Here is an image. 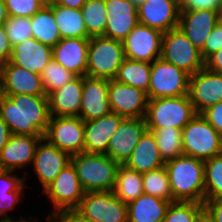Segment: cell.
Listing matches in <instances>:
<instances>
[{
    "instance_id": "obj_1",
    "label": "cell",
    "mask_w": 222,
    "mask_h": 222,
    "mask_svg": "<svg viewBox=\"0 0 222 222\" xmlns=\"http://www.w3.org/2000/svg\"><path fill=\"white\" fill-rule=\"evenodd\" d=\"M0 117L11 134L43 136L51 117L48 96L0 94Z\"/></svg>"
},
{
    "instance_id": "obj_2",
    "label": "cell",
    "mask_w": 222,
    "mask_h": 222,
    "mask_svg": "<svg viewBox=\"0 0 222 222\" xmlns=\"http://www.w3.org/2000/svg\"><path fill=\"white\" fill-rule=\"evenodd\" d=\"M164 166L174 201L204 204V161L182 154L166 161Z\"/></svg>"
},
{
    "instance_id": "obj_3",
    "label": "cell",
    "mask_w": 222,
    "mask_h": 222,
    "mask_svg": "<svg viewBox=\"0 0 222 222\" xmlns=\"http://www.w3.org/2000/svg\"><path fill=\"white\" fill-rule=\"evenodd\" d=\"M71 162L85 192L113 190L118 162L106 154L87 152L72 155Z\"/></svg>"
},
{
    "instance_id": "obj_4",
    "label": "cell",
    "mask_w": 222,
    "mask_h": 222,
    "mask_svg": "<svg viewBox=\"0 0 222 222\" xmlns=\"http://www.w3.org/2000/svg\"><path fill=\"white\" fill-rule=\"evenodd\" d=\"M196 115L189 95H182L148 100L145 120L147 128L182 130Z\"/></svg>"
},
{
    "instance_id": "obj_5",
    "label": "cell",
    "mask_w": 222,
    "mask_h": 222,
    "mask_svg": "<svg viewBox=\"0 0 222 222\" xmlns=\"http://www.w3.org/2000/svg\"><path fill=\"white\" fill-rule=\"evenodd\" d=\"M42 193L48 198L47 201L50 200L54 209L44 221L55 222L61 213L75 210L86 192L79 181L74 165L70 162Z\"/></svg>"
},
{
    "instance_id": "obj_6",
    "label": "cell",
    "mask_w": 222,
    "mask_h": 222,
    "mask_svg": "<svg viewBox=\"0 0 222 222\" xmlns=\"http://www.w3.org/2000/svg\"><path fill=\"white\" fill-rule=\"evenodd\" d=\"M125 59L121 41L105 36L91 37L88 47L86 76L114 79Z\"/></svg>"
},
{
    "instance_id": "obj_7",
    "label": "cell",
    "mask_w": 222,
    "mask_h": 222,
    "mask_svg": "<svg viewBox=\"0 0 222 222\" xmlns=\"http://www.w3.org/2000/svg\"><path fill=\"white\" fill-rule=\"evenodd\" d=\"M183 154L202 161L222 154V136L197 114L182 129Z\"/></svg>"
},
{
    "instance_id": "obj_8",
    "label": "cell",
    "mask_w": 222,
    "mask_h": 222,
    "mask_svg": "<svg viewBox=\"0 0 222 222\" xmlns=\"http://www.w3.org/2000/svg\"><path fill=\"white\" fill-rule=\"evenodd\" d=\"M190 75L161 57L151 66L148 100L189 94Z\"/></svg>"
},
{
    "instance_id": "obj_9",
    "label": "cell",
    "mask_w": 222,
    "mask_h": 222,
    "mask_svg": "<svg viewBox=\"0 0 222 222\" xmlns=\"http://www.w3.org/2000/svg\"><path fill=\"white\" fill-rule=\"evenodd\" d=\"M160 57L190 76L205 67L200 50L178 27L163 33Z\"/></svg>"
},
{
    "instance_id": "obj_10",
    "label": "cell",
    "mask_w": 222,
    "mask_h": 222,
    "mask_svg": "<svg viewBox=\"0 0 222 222\" xmlns=\"http://www.w3.org/2000/svg\"><path fill=\"white\" fill-rule=\"evenodd\" d=\"M75 210L95 222H128V204L112 191L86 192Z\"/></svg>"
},
{
    "instance_id": "obj_11",
    "label": "cell",
    "mask_w": 222,
    "mask_h": 222,
    "mask_svg": "<svg viewBox=\"0 0 222 222\" xmlns=\"http://www.w3.org/2000/svg\"><path fill=\"white\" fill-rule=\"evenodd\" d=\"M43 138L70 156L84 152V121L80 117L51 116Z\"/></svg>"
},
{
    "instance_id": "obj_12",
    "label": "cell",
    "mask_w": 222,
    "mask_h": 222,
    "mask_svg": "<svg viewBox=\"0 0 222 222\" xmlns=\"http://www.w3.org/2000/svg\"><path fill=\"white\" fill-rule=\"evenodd\" d=\"M163 32L138 23L122 41L126 59L152 63L161 55Z\"/></svg>"
},
{
    "instance_id": "obj_13",
    "label": "cell",
    "mask_w": 222,
    "mask_h": 222,
    "mask_svg": "<svg viewBox=\"0 0 222 222\" xmlns=\"http://www.w3.org/2000/svg\"><path fill=\"white\" fill-rule=\"evenodd\" d=\"M108 99L112 112L124 118H145L148 97L143 90L110 79Z\"/></svg>"
},
{
    "instance_id": "obj_14",
    "label": "cell",
    "mask_w": 222,
    "mask_h": 222,
    "mask_svg": "<svg viewBox=\"0 0 222 222\" xmlns=\"http://www.w3.org/2000/svg\"><path fill=\"white\" fill-rule=\"evenodd\" d=\"M189 97L197 114L222 101V73L203 67L189 78Z\"/></svg>"
},
{
    "instance_id": "obj_15",
    "label": "cell",
    "mask_w": 222,
    "mask_h": 222,
    "mask_svg": "<svg viewBox=\"0 0 222 222\" xmlns=\"http://www.w3.org/2000/svg\"><path fill=\"white\" fill-rule=\"evenodd\" d=\"M71 162V156L42 138L36 148L32 170L42 185V192L57 175Z\"/></svg>"
},
{
    "instance_id": "obj_16",
    "label": "cell",
    "mask_w": 222,
    "mask_h": 222,
    "mask_svg": "<svg viewBox=\"0 0 222 222\" xmlns=\"http://www.w3.org/2000/svg\"><path fill=\"white\" fill-rule=\"evenodd\" d=\"M0 94L46 95L40 74L9 61L0 64Z\"/></svg>"
},
{
    "instance_id": "obj_17",
    "label": "cell",
    "mask_w": 222,
    "mask_h": 222,
    "mask_svg": "<svg viewBox=\"0 0 222 222\" xmlns=\"http://www.w3.org/2000/svg\"><path fill=\"white\" fill-rule=\"evenodd\" d=\"M146 130L145 118H124L109 139L106 155L119 164H124Z\"/></svg>"
},
{
    "instance_id": "obj_18",
    "label": "cell",
    "mask_w": 222,
    "mask_h": 222,
    "mask_svg": "<svg viewBox=\"0 0 222 222\" xmlns=\"http://www.w3.org/2000/svg\"><path fill=\"white\" fill-rule=\"evenodd\" d=\"M109 79L83 76L79 117L82 121L101 118L112 112L108 99Z\"/></svg>"
},
{
    "instance_id": "obj_19",
    "label": "cell",
    "mask_w": 222,
    "mask_h": 222,
    "mask_svg": "<svg viewBox=\"0 0 222 222\" xmlns=\"http://www.w3.org/2000/svg\"><path fill=\"white\" fill-rule=\"evenodd\" d=\"M219 22V11L216 10H180L178 28L201 50Z\"/></svg>"
},
{
    "instance_id": "obj_20",
    "label": "cell",
    "mask_w": 222,
    "mask_h": 222,
    "mask_svg": "<svg viewBox=\"0 0 222 222\" xmlns=\"http://www.w3.org/2000/svg\"><path fill=\"white\" fill-rule=\"evenodd\" d=\"M107 24L104 36L123 41L139 23L137 5L130 0H105Z\"/></svg>"
},
{
    "instance_id": "obj_21",
    "label": "cell",
    "mask_w": 222,
    "mask_h": 222,
    "mask_svg": "<svg viewBox=\"0 0 222 222\" xmlns=\"http://www.w3.org/2000/svg\"><path fill=\"white\" fill-rule=\"evenodd\" d=\"M137 9L140 24L163 33L178 27L180 6L174 0H146Z\"/></svg>"
},
{
    "instance_id": "obj_22",
    "label": "cell",
    "mask_w": 222,
    "mask_h": 222,
    "mask_svg": "<svg viewBox=\"0 0 222 222\" xmlns=\"http://www.w3.org/2000/svg\"><path fill=\"white\" fill-rule=\"evenodd\" d=\"M43 136L11 134L0 153V167L3 171H16L32 165L36 148Z\"/></svg>"
},
{
    "instance_id": "obj_23",
    "label": "cell",
    "mask_w": 222,
    "mask_h": 222,
    "mask_svg": "<svg viewBox=\"0 0 222 222\" xmlns=\"http://www.w3.org/2000/svg\"><path fill=\"white\" fill-rule=\"evenodd\" d=\"M124 119L114 112L84 122V152L107 154L109 139Z\"/></svg>"
},
{
    "instance_id": "obj_24",
    "label": "cell",
    "mask_w": 222,
    "mask_h": 222,
    "mask_svg": "<svg viewBox=\"0 0 222 222\" xmlns=\"http://www.w3.org/2000/svg\"><path fill=\"white\" fill-rule=\"evenodd\" d=\"M90 38L61 39L53 48V59L76 76H86Z\"/></svg>"
},
{
    "instance_id": "obj_25",
    "label": "cell",
    "mask_w": 222,
    "mask_h": 222,
    "mask_svg": "<svg viewBox=\"0 0 222 222\" xmlns=\"http://www.w3.org/2000/svg\"><path fill=\"white\" fill-rule=\"evenodd\" d=\"M53 59L52 47L40 43L33 37L12 48L9 62L34 74H41Z\"/></svg>"
},
{
    "instance_id": "obj_26",
    "label": "cell",
    "mask_w": 222,
    "mask_h": 222,
    "mask_svg": "<svg viewBox=\"0 0 222 222\" xmlns=\"http://www.w3.org/2000/svg\"><path fill=\"white\" fill-rule=\"evenodd\" d=\"M83 91V76H77L64 87L49 93L51 116L79 117Z\"/></svg>"
},
{
    "instance_id": "obj_27",
    "label": "cell",
    "mask_w": 222,
    "mask_h": 222,
    "mask_svg": "<svg viewBox=\"0 0 222 222\" xmlns=\"http://www.w3.org/2000/svg\"><path fill=\"white\" fill-rule=\"evenodd\" d=\"M164 164L165 162L159 154L153 133L150 130H146L136 148L123 165L139 173H145L158 169L164 166Z\"/></svg>"
},
{
    "instance_id": "obj_28",
    "label": "cell",
    "mask_w": 222,
    "mask_h": 222,
    "mask_svg": "<svg viewBox=\"0 0 222 222\" xmlns=\"http://www.w3.org/2000/svg\"><path fill=\"white\" fill-rule=\"evenodd\" d=\"M28 172L25 171L23 176L16 175L14 171L0 172V220H10L13 217L8 216V211L15 210L25 192L24 188L28 186ZM26 184V185H25Z\"/></svg>"
},
{
    "instance_id": "obj_29",
    "label": "cell",
    "mask_w": 222,
    "mask_h": 222,
    "mask_svg": "<svg viewBox=\"0 0 222 222\" xmlns=\"http://www.w3.org/2000/svg\"><path fill=\"white\" fill-rule=\"evenodd\" d=\"M169 201L143 193L128 204V222H162Z\"/></svg>"
},
{
    "instance_id": "obj_30",
    "label": "cell",
    "mask_w": 222,
    "mask_h": 222,
    "mask_svg": "<svg viewBox=\"0 0 222 222\" xmlns=\"http://www.w3.org/2000/svg\"><path fill=\"white\" fill-rule=\"evenodd\" d=\"M61 39L90 38L84 24L81 9L54 5L52 6Z\"/></svg>"
},
{
    "instance_id": "obj_31",
    "label": "cell",
    "mask_w": 222,
    "mask_h": 222,
    "mask_svg": "<svg viewBox=\"0 0 222 222\" xmlns=\"http://www.w3.org/2000/svg\"><path fill=\"white\" fill-rule=\"evenodd\" d=\"M30 21L33 38L40 43L53 48L61 40L52 6H43L30 18Z\"/></svg>"
},
{
    "instance_id": "obj_32",
    "label": "cell",
    "mask_w": 222,
    "mask_h": 222,
    "mask_svg": "<svg viewBox=\"0 0 222 222\" xmlns=\"http://www.w3.org/2000/svg\"><path fill=\"white\" fill-rule=\"evenodd\" d=\"M112 192L118 199L126 204L136 200L143 194L142 173L120 164Z\"/></svg>"
},
{
    "instance_id": "obj_33",
    "label": "cell",
    "mask_w": 222,
    "mask_h": 222,
    "mask_svg": "<svg viewBox=\"0 0 222 222\" xmlns=\"http://www.w3.org/2000/svg\"><path fill=\"white\" fill-rule=\"evenodd\" d=\"M152 63L125 59L119 67L115 80L148 92Z\"/></svg>"
},
{
    "instance_id": "obj_34",
    "label": "cell",
    "mask_w": 222,
    "mask_h": 222,
    "mask_svg": "<svg viewBox=\"0 0 222 222\" xmlns=\"http://www.w3.org/2000/svg\"><path fill=\"white\" fill-rule=\"evenodd\" d=\"M156 140L159 154L164 162L183 154L182 130L178 128H147Z\"/></svg>"
},
{
    "instance_id": "obj_35",
    "label": "cell",
    "mask_w": 222,
    "mask_h": 222,
    "mask_svg": "<svg viewBox=\"0 0 222 222\" xmlns=\"http://www.w3.org/2000/svg\"><path fill=\"white\" fill-rule=\"evenodd\" d=\"M81 11L88 36H104L108 18L105 0H87Z\"/></svg>"
},
{
    "instance_id": "obj_36",
    "label": "cell",
    "mask_w": 222,
    "mask_h": 222,
    "mask_svg": "<svg viewBox=\"0 0 222 222\" xmlns=\"http://www.w3.org/2000/svg\"><path fill=\"white\" fill-rule=\"evenodd\" d=\"M143 193L159 199L175 202L172 198L170 182L165 166L142 173Z\"/></svg>"
},
{
    "instance_id": "obj_37",
    "label": "cell",
    "mask_w": 222,
    "mask_h": 222,
    "mask_svg": "<svg viewBox=\"0 0 222 222\" xmlns=\"http://www.w3.org/2000/svg\"><path fill=\"white\" fill-rule=\"evenodd\" d=\"M205 199L222 198V154L204 161Z\"/></svg>"
},
{
    "instance_id": "obj_38",
    "label": "cell",
    "mask_w": 222,
    "mask_h": 222,
    "mask_svg": "<svg viewBox=\"0 0 222 222\" xmlns=\"http://www.w3.org/2000/svg\"><path fill=\"white\" fill-rule=\"evenodd\" d=\"M45 94L64 87L77 76L52 59L40 74Z\"/></svg>"
},
{
    "instance_id": "obj_39",
    "label": "cell",
    "mask_w": 222,
    "mask_h": 222,
    "mask_svg": "<svg viewBox=\"0 0 222 222\" xmlns=\"http://www.w3.org/2000/svg\"><path fill=\"white\" fill-rule=\"evenodd\" d=\"M204 209V204L197 202H171L162 222H194L195 217Z\"/></svg>"
},
{
    "instance_id": "obj_40",
    "label": "cell",
    "mask_w": 222,
    "mask_h": 222,
    "mask_svg": "<svg viewBox=\"0 0 222 222\" xmlns=\"http://www.w3.org/2000/svg\"><path fill=\"white\" fill-rule=\"evenodd\" d=\"M3 26L12 47L33 37L30 18L9 16Z\"/></svg>"
},
{
    "instance_id": "obj_41",
    "label": "cell",
    "mask_w": 222,
    "mask_h": 222,
    "mask_svg": "<svg viewBox=\"0 0 222 222\" xmlns=\"http://www.w3.org/2000/svg\"><path fill=\"white\" fill-rule=\"evenodd\" d=\"M9 16L31 18L43 6L38 0H4Z\"/></svg>"
},
{
    "instance_id": "obj_42",
    "label": "cell",
    "mask_w": 222,
    "mask_h": 222,
    "mask_svg": "<svg viewBox=\"0 0 222 222\" xmlns=\"http://www.w3.org/2000/svg\"><path fill=\"white\" fill-rule=\"evenodd\" d=\"M222 49V23L219 22L209 37L206 39L204 47L200 50L204 60H206L214 52Z\"/></svg>"
},
{
    "instance_id": "obj_43",
    "label": "cell",
    "mask_w": 222,
    "mask_h": 222,
    "mask_svg": "<svg viewBox=\"0 0 222 222\" xmlns=\"http://www.w3.org/2000/svg\"><path fill=\"white\" fill-rule=\"evenodd\" d=\"M201 115L222 136V101L208 107Z\"/></svg>"
},
{
    "instance_id": "obj_44",
    "label": "cell",
    "mask_w": 222,
    "mask_h": 222,
    "mask_svg": "<svg viewBox=\"0 0 222 222\" xmlns=\"http://www.w3.org/2000/svg\"><path fill=\"white\" fill-rule=\"evenodd\" d=\"M220 0H185L180 5V10H216L220 12Z\"/></svg>"
},
{
    "instance_id": "obj_45",
    "label": "cell",
    "mask_w": 222,
    "mask_h": 222,
    "mask_svg": "<svg viewBox=\"0 0 222 222\" xmlns=\"http://www.w3.org/2000/svg\"><path fill=\"white\" fill-rule=\"evenodd\" d=\"M204 208L211 215L213 222H222V198L205 199Z\"/></svg>"
},
{
    "instance_id": "obj_46",
    "label": "cell",
    "mask_w": 222,
    "mask_h": 222,
    "mask_svg": "<svg viewBox=\"0 0 222 222\" xmlns=\"http://www.w3.org/2000/svg\"><path fill=\"white\" fill-rule=\"evenodd\" d=\"M12 48L4 26L0 25V64L9 61Z\"/></svg>"
},
{
    "instance_id": "obj_47",
    "label": "cell",
    "mask_w": 222,
    "mask_h": 222,
    "mask_svg": "<svg viewBox=\"0 0 222 222\" xmlns=\"http://www.w3.org/2000/svg\"><path fill=\"white\" fill-rule=\"evenodd\" d=\"M205 67L210 71L222 73V49L214 52L205 60Z\"/></svg>"
},
{
    "instance_id": "obj_48",
    "label": "cell",
    "mask_w": 222,
    "mask_h": 222,
    "mask_svg": "<svg viewBox=\"0 0 222 222\" xmlns=\"http://www.w3.org/2000/svg\"><path fill=\"white\" fill-rule=\"evenodd\" d=\"M55 222H95L80 215L76 210H68L61 213Z\"/></svg>"
},
{
    "instance_id": "obj_49",
    "label": "cell",
    "mask_w": 222,
    "mask_h": 222,
    "mask_svg": "<svg viewBox=\"0 0 222 222\" xmlns=\"http://www.w3.org/2000/svg\"><path fill=\"white\" fill-rule=\"evenodd\" d=\"M10 136L11 132L8 125L0 117V153L7 144Z\"/></svg>"
},
{
    "instance_id": "obj_50",
    "label": "cell",
    "mask_w": 222,
    "mask_h": 222,
    "mask_svg": "<svg viewBox=\"0 0 222 222\" xmlns=\"http://www.w3.org/2000/svg\"><path fill=\"white\" fill-rule=\"evenodd\" d=\"M87 0H56L55 4L73 9H81Z\"/></svg>"
},
{
    "instance_id": "obj_51",
    "label": "cell",
    "mask_w": 222,
    "mask_h": 222,
    "mask_svg": "<svg viewBox=\"0 0 222 222\" xmlns=\"http://www.w3.org/2000/svg\"><path fill=\"white\" fill-rule=\"evenodd\" d=\"M194 222H213L211 215L204 208L196 217Z\"/></svg>"
},
{
    "instance_id": "obj_52",
    "label": "cell",
    "mask_w": 222,
    "mask_h": 222,
    "mask_svg": "<svg viewBox=\"0 0 222 222\" xmlns=\"http://www.w3.org/2000/svg\"><path fill=\"white\" fill-rule=\"evenodd\" d=\"M9 18L4 0H0V25H3Z\"/></svg>"
},
{
    "instance_id": "obj_53",
    "label": "cell",
    "mask_w": 222,
    "mask_h": 222,
    "mask_svg": "<svg viewBox=\"0 0 222 222\" xmlns=\"http://www.w3.org/2000/svg\"><path fill=\"white\" fill-rule=\"evenodd\" d=\"M42 6L51 7L55 5L56 0H38Z\"/></svg>"
},
{
    "instance_id": "obj_54",
    "label": "cell",
    "mask_w": 222,
    "mask_h": 222,
    "mask_svg": "<svg viewBox=\"0 0 222 222\" xmlns=\"http://www.w3.org/2000/svg\"><path fill=\"white\" fill-rule=\"evenodd\" d=\"M13 222H39V220L36 221V219L34 218V219H32V221H31L30 219L28 220V218H24V219H23V217H21V218H19V219H14V218H13Z\"/></svg>"
},
{
    "instance_id": "obj_55",
    "label": "cell",
    "mask_w": 222,
    "mask_h": 222,
    "mask_svg": "<svg viewBox=\"0 0 222 222\" xmlns=\"http://www.w3.org/2000/svg\"><path fill=\"white\" fill-rule=\"evenodd\" d=\"M130 1L138 6L142 3H144L146 0H130Z\"/></svg>"
},
{
    "instance_id": "obj_56",
    "label": "cell",
    "mask_w": 222,
    "mask_h": 222,
    "mask_svg": "<svg viewBox=\"0 0 222 222\" xmlns=\"http://www.w3.org/2000/svg\"><path fill=\"white\" fill-rule=\"evenodd\" d=\"M179 6L185 1V0H174Z\"/></svg>"
},
{
    "instance_id": "obj_57",
    "label": "cell",
    "mask_w": 222,
    "mask_h": 222,
    "mask_svg": "<svg viewBox=\"0 0 222 222\" xmlns=\"http://www.w3.org/2000/svg\"><path fill=\"white\" fill-rule=\"evenodd\" d=\"M219 17H220V22L222 23V8L220 9Z\"/></svg>"
},
{
    "instance_id": "obj_58",
    "label": "cell",
    "mask_w": 222,
    "mask_h": 222,
    "mask_svg": "<svg viewBox=\"0 0 222 222\" xmlns=\"http://www.w3.org/2000/svg\"><path fill=\"white\" fill-rule=\"evenodd\" d=\"M0 222H13V219H10V220H0Z\"/></svg>"
}]
</instances>
